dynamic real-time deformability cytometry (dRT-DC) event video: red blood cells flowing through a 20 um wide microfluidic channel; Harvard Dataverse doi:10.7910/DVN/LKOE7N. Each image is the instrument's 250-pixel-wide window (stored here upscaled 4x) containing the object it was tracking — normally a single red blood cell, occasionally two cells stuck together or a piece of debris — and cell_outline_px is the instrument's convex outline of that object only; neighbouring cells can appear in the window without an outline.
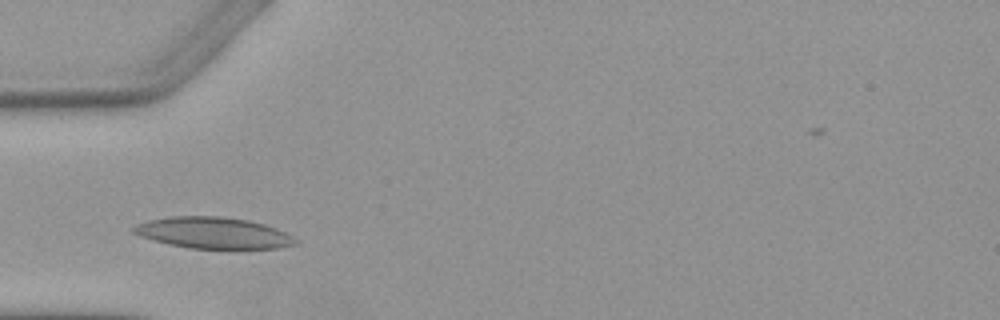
{"species": "Egyptian fruit bat (a non-hibernating species)", "species_latin": "Rousettus aegyptiacus", "temperature_condition": "warm", "stored_images_in_passage": 2, "camera_frame_rate_fps": 3000, "um_per_image_px": 0.085, "animal": {"sex": "female"}, "frame": {"image": 1, "passage_image": 2, "time_ms": 2.333, "image_size_px": [1000, 320], "cell_outline_px": [[300, 244], [276, 248], [188, 248], [168, 244], [140, 236], [132, 232], [132, 228], [136, 224], [148, 220], [172, 216], [224, 216], [248, 220], [264, 224], [276, 228], [300, 240]], "centroid_in_image_um": [18.15, 19.79], "position_along_channel_um": 66.9, "area_um2": 29.59}}